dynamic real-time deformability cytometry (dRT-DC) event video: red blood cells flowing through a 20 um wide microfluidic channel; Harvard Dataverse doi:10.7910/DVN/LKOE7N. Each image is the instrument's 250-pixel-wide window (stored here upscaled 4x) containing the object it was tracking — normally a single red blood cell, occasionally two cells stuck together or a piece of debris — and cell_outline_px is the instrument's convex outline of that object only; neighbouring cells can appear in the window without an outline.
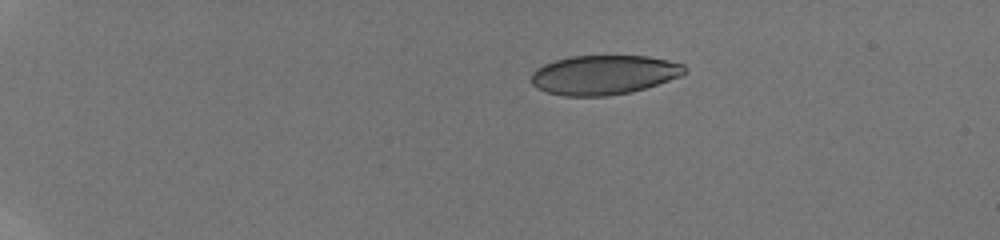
{"species": "human", "species_latin": "Homo sapiens", "temperature_condition": "room temperature", "stored_images_in_passage": 45, "camera_frame_rate_fps": 3000, "um_per_image_px": 0.085, "donor": {"sex": "male"}, "frame": {"image": 1, "passage_image": 1, "time_ms": 0.0, "image_size_px": [1000, 240], "cell_outline_px": [[688, 72], [680, 76], [632, 92], [608, 96], [564, 96], [548, 92], [536, 88], [532, 84], [532, 72], [536, 68], [544, 64], [556, 60], [572, 56], [648, 56], [668, 60], [684, 64], [688, 68]], "centroid_in_image_um": [51.34, 6.36], "position_along_channel_um": 33.7, "area_um2": 35.26}}
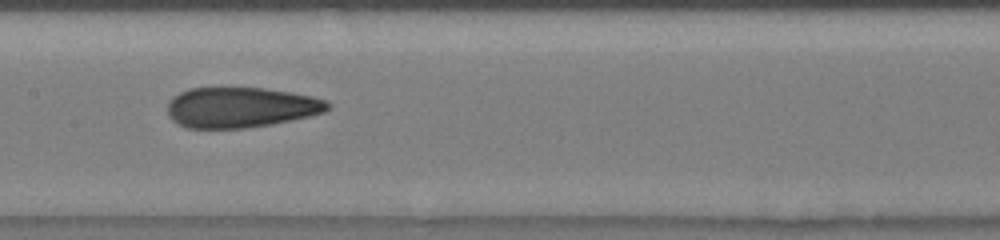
{"frame": {"image": 2, "passage_image": 21, "time_ms": 6.667, "image_size_px": [1000, 240], "cell_outline_px": [[332, 104], [324, 112], [308, 116], [268, 124], [244, 128], [188, 128], [172, 120], [168, 116], [168, 100], [172, 96], [188, 88], [264, 88], [292, 92], [312, 96], [324, 100]], "centroid_in_image_um": [20.42, 9.11], "position_along_channel_um": 187.0, "area_um2": 37.51}}
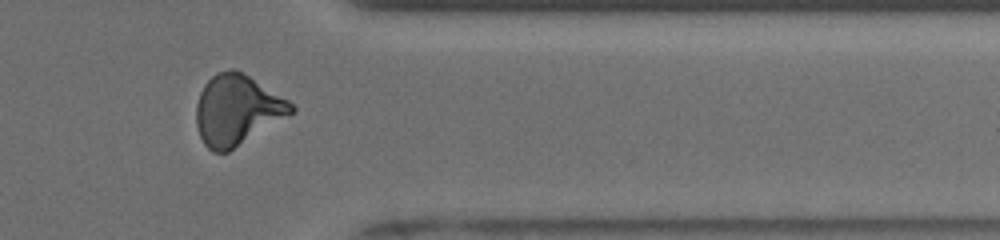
{"frame": {"image": 3, "passage_image": 37, "time_ms": 12.0, "image_size_px": [1000, 240], "cell_outline_px": [[296, 108], [292, 112], [228, 152], [212, 152], [204, 144], [200, 136], [196, 124], [196, 104], [200, 92], [204, 84], [216, 72], [232, 68], [248, 76], [288, 100]], "centroid_in_image_um": [20.08, 9.34], "position_along_channel_um": 391.3, "area_um2": 38.15}, "authors_computed_cell_mechanics": {"area_um2": 37.6278, "velocity_mm_per_s": 3.9026, "shape_relaxation_time_tau1_ms": 7.6045, "shape_relaxation_time_tau2_ms": 1.1931, "deformation_change_tau1": 0.226, "deformation_change_tau2": 0.0762}}